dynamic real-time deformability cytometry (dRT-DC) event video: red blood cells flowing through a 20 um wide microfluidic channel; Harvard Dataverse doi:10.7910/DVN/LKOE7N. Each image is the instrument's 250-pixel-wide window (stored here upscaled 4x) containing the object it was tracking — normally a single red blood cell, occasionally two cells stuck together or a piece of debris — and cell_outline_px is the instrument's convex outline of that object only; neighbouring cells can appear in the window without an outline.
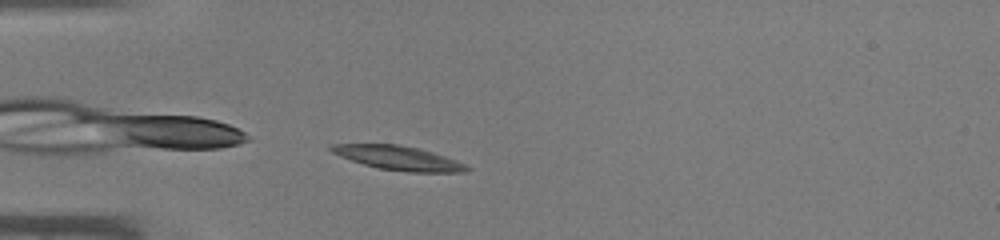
{"species": "common noctule bat (a hibernating species)", "species_latin": "Nyctalus noctula", "temperature_condition": "warm", "stored_images_in_passage": 9, "camera_frame_rate_fps": 3000, "um_per_image_px": 0.085, "animal": {"sex": "male", "body_mass_g": 19.0, "forearm_length_mm": 50.8}, "frame": {"image": 1, "passage_image": 1, "time_ms": 0.0, "image_size_px": [1000, 240], "cell_outline_px": [[472, 168], [468, 172], [408, 172], [380, 168], [364, 164], [340, 156], [332, 152], [328, 148], [332, 144], [400, 144], [420, 148], [456, 160]], "centroid_in_image_um": [33.9, 13.42], "position_along_channel_um": 51.1, "area_um2": 18.96}}
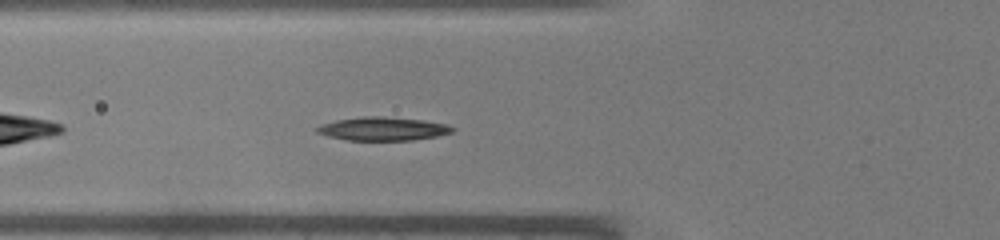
{"frame": {"image": 2, "passage_image": 5, "time_ms": 1.333, "image_size_px": [1000, 240], "cell_outline_px": [[456, 128], [452, 132], [436, 136], [412, 140], [348, 140], [328, 136], [316, 132], [316, 128], [320, 124], [336, 120], [364, 116], [380, 116], [424, 120], [448, 124]], "centroid_in_image_um": [32.55, 10.94], "position_along_channel_um": 93.2, "area_um2": 18.5}}